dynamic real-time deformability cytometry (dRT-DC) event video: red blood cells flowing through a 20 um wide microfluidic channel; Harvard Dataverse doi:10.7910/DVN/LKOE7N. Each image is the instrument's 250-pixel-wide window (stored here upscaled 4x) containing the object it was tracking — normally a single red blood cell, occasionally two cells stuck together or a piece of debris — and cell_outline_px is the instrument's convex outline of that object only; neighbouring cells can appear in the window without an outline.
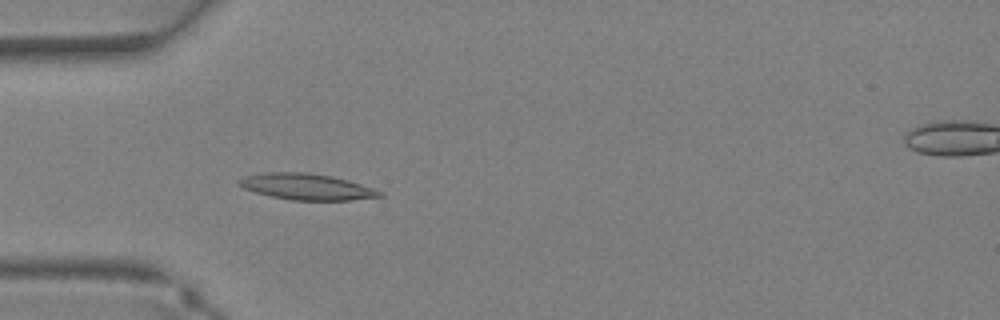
{"species": "Egyptian fruit bat (a non-hibernating species)", "species_latin": "Rousettus aegyptiacus", "temperature_condition": "warm", "stored_images_in_passage": 37, "camera_frame_rate_fps": 3000, "um_per_image_px": 0.085, "animal": {"sex": "female"}, "frame": {"image": 1, "passage_image": 12, "time_ms": 3.667, "image_size_px": [1000, 320], "cell_outline_px": [[384, 196], [352, 200], [292, 200], [272, 196], [256, 192], [244, 188], [236, 184], [236, 180], [244, 176], [264, 172], [308, 172], [332, 176], [348, 180], [384, 192]], "centroid_in_image_um": [26.05, 15.86], "position_along_channel_um": 59.0, "area_um2": 21.5}}
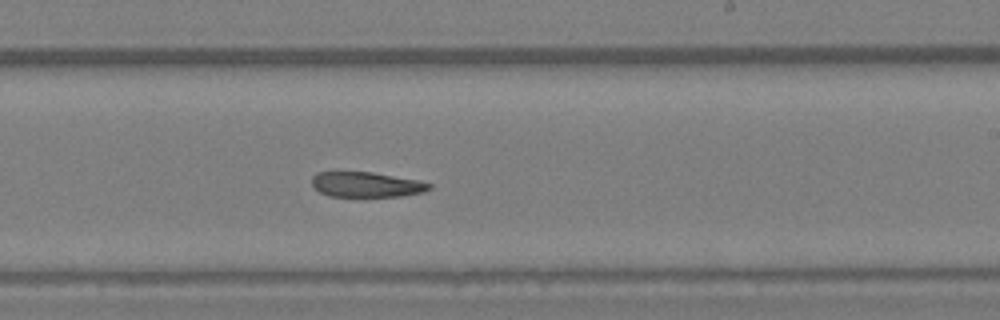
{"frame": {"image": 2, "passage_image": 23, "time_ms": 7.333, "image_size_px": [1000, 320], "cell_outline_px": [[432, 188], [424, 192], [400, 196], [328, 196], [312, 188], [312, 176], [316, 172], [372, 172], [420, 180], [432, 184]], "centroid_in_image_um": [31.14, 15.68], "position_along_channel_um": 257.9, "area_um2": 17.34}}
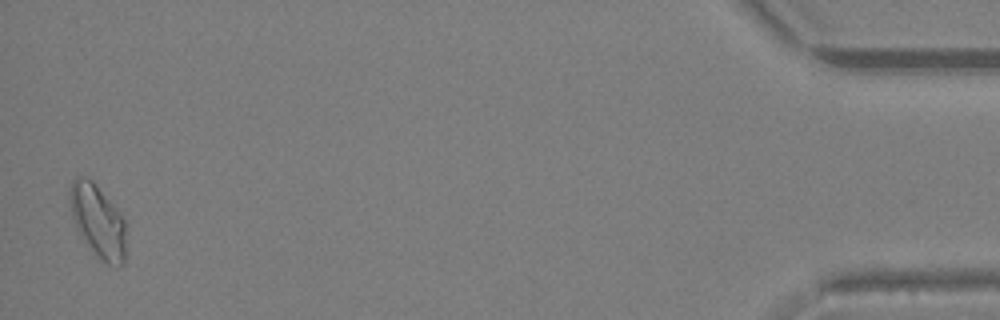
{"frame": {"image": 3, "passage_image": 37, "time_ms": 12.0, "image_size_px": [1000, 320], "cell_outline_px": [[124, 264], [120, 268], [116, 268], [108, 264], [80, 236], [76, 228], [72, 216], [68, 200], [68, 192], [72, 180], [76, 176], [84, 176], [92, 180], [120, 212], [124, 220]], "centroid_in_image_um": [8.28, 18.74], "position_along_channel_um": 426.9, "area_um2": 23.64}}